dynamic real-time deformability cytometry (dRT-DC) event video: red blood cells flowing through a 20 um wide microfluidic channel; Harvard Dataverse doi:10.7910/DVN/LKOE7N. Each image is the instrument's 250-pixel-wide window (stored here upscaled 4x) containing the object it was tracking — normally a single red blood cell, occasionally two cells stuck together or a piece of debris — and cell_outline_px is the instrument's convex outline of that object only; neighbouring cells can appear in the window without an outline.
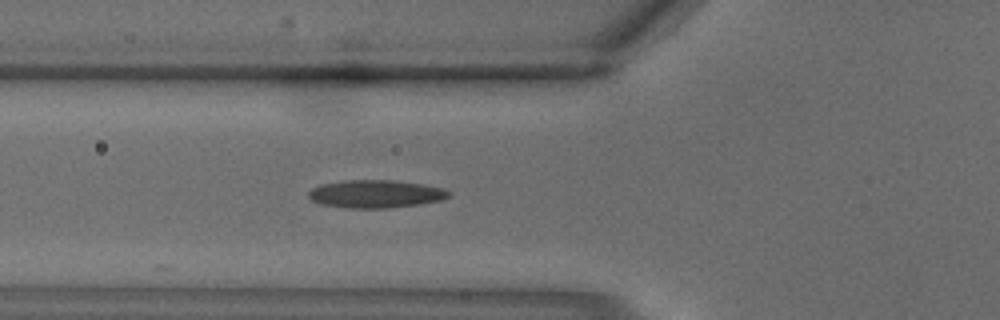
{"species": "common noctule bat (a hibernating species)", "species_latin": "Nyctalus noctula", "temperature_condition": "warm", "stored_images_in_passage": 3, "camera_frame_rate_fps": 3000, "um_per_image_px": 0.085, "animal": {"sex": "male", "body_mass_g": 18.8}, "frame": {"image": 1, "passage_image": 3, "time_ms": 0.667, "image_size_px": [1000, 320], "cell_outline_px": [[448, 196], [440, 200], [420, 204], [388, 208], [348, 208], [320, 204], [312, 200], [308, 196], [308, 192], [312, 188], [320, 184], [344, 180], [392, 180], [420, 184], [444, 188], [448, 192]], "centroid_in_image_um": [31.87, 16.48], "position_along_channel_um": 93.9, "area_um2": 22.66}}